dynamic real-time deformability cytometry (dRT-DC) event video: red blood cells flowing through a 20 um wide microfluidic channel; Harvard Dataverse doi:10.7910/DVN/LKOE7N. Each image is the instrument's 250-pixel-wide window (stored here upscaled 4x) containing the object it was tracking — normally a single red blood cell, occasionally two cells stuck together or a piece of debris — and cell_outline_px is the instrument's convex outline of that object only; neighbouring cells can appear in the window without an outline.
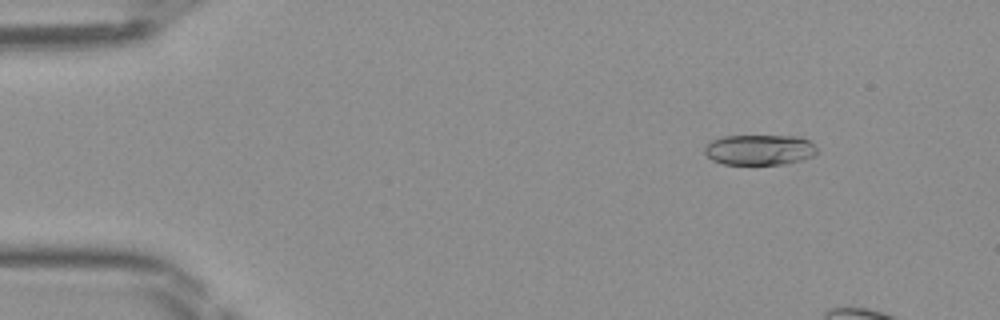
{"species": "Egyptian fruit bat (a non-hibernating species)", "species_latin": "Rousettus aegyptiacus", "temperature_condition": "room temperature", "stored_images_in_passage": 13, "camera_frame_rate_fps": 3000, "um_per_image_px": 0.085, "frame": {"image": 1, "passage_image": 6, "time_ms": 1.667, "image_size_px": [1000, 320], "cell_outline_px": [[820, 152], [816, 156], [784, 164], [724, 164], [712, 160], [704, 152], [704, 148], [712, 140], [724, 136], [800, 136], [808, 140]], "centroid_in_image_um": [64.6, 12.73], "position_along_channel_um": 20.4, "area_um2": 20.0}}